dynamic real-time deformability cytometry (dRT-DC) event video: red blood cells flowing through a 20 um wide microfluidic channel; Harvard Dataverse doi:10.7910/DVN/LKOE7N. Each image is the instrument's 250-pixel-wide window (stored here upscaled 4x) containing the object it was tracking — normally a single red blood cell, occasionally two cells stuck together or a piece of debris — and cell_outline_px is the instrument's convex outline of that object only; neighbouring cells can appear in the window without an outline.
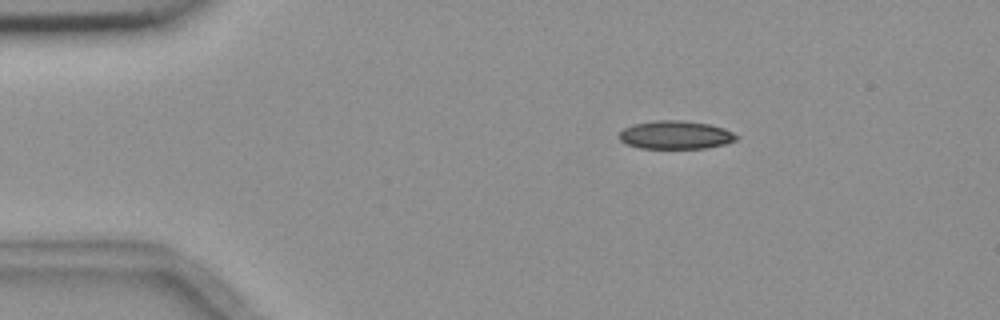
{"species": "common noctule bat (a hibernating species)", "species_latin": "Nyctalus noctula", "temperature_condition": "room temperature", "stored_images_in_passage": 3, "camera_frame_rate_fps": 3000, "um_per_image_px": 0.085, "animal": {"sex": "female", "body_mass_g": 18.4}, "frame": {"image": 1, "passage_image": 1, "time_ms": 0.0, "image_size_px": [1000, 320], "cell_outline_px": [[740, 136], [736, 140], [724, 144], [704, 148], [640, 148], [624, 144], [620, 140], [620, 132], [624, 128], [632, 124], [652, 120], [684, 120], [708, 124], [724, 128]], "centroid_in_image_um": [57.4, 11.46], "position_along_channel_um": 27.6, "area_um2": 19.42}}